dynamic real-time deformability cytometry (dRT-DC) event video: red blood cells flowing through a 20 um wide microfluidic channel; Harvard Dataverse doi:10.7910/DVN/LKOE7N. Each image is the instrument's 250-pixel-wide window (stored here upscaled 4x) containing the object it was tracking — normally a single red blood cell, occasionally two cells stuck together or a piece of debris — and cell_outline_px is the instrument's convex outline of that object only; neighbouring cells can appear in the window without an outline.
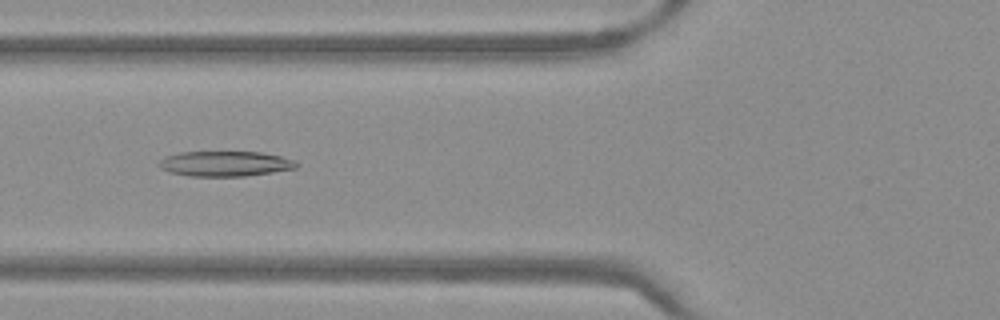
{"species": "Egyptian fruit bat (a non-hibernating species)", "species_latin": "Rousettus aegyptiacus", "temperature_condition": "warm", "stored_images_in_passage": 51, "camera_frame_rate_fps": 3000, "um_per_image_px": 0.085, "frame": {"image": 1, "passage_image": 20, "time_ms": 6.333, "image_size_px": [1000, 320], "cell_outline_px": [[300, 164], [296, 168], [272, 172], [244, 176], [188, 176], [172, 172], [160, 168], [160, 160], [164, 156], [180, 152], [260, 152], [280, 156], [296, 160]], "centroid_in_image_um": [19.16, 13.91], "position_along_channel_um": 106.6, "area_um2": 20.11}}
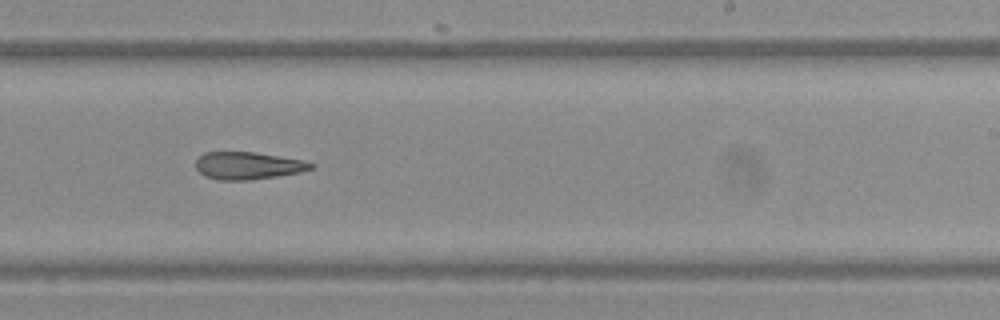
{"frame": {"image": 2, "passage_image": 32, "time_ms": 10.333, "image_size_px": [1000, 320], "cell_outline_px": [[312, 168], [300, 172], [276, 176], [248, 180], [220, 180], [204, 176], [196, 168], [196, 160], [204, 152], [256, 152], [304, 160], [312, 164]], "centroid_in_image_um": [21.04, 14.07], "position_along_channel_um": 268.0, "area_um2": 18.26}}
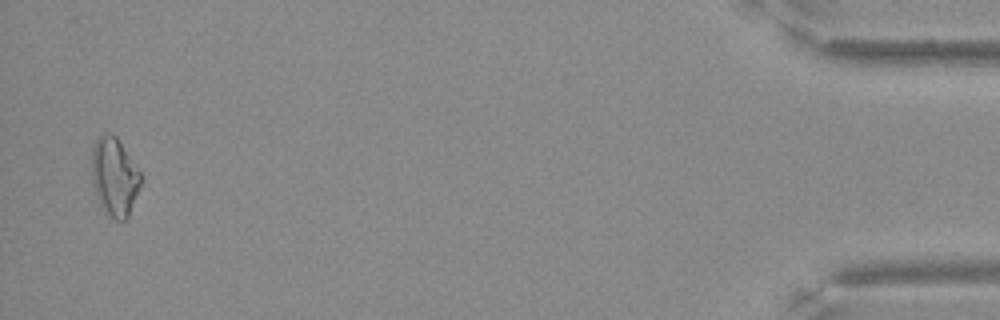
{"frame": {"image": 3, "passage_image": 50, "time_ms": 16.333, "image_size_px": [1000, 320], "cell_outline_px": [[144, 180], [128, 216], [124, 220], [116, 220], [104, 212], [100, 204], [92, 180], [92, 148], [96, 140], [104, 132], [116, 136], [144, 176]], "centroid_in_image_um": [9.77, 15.02], "position_along_channel_um": 425.4, "area_um2": 22.54}}